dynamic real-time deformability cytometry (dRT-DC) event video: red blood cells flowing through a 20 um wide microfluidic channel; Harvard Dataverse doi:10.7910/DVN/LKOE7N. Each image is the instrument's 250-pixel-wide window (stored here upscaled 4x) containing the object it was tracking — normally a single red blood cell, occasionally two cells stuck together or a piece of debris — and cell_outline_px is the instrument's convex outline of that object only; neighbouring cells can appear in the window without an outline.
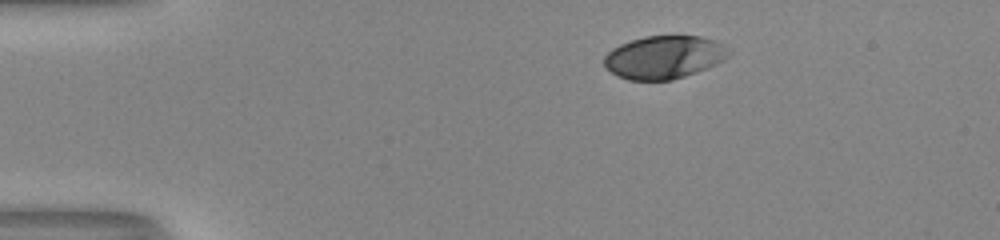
{"species": "human", "species_latin": "Homo sapiens", "temperature_condition": "room temperature", "stored_images_in_passage": 38, "camera_frame_rate_fps": 3000, "um_per_image_px": 0.085, "donor": {"sex": "male"}, "frame": {"image": 1, "passage_image": 1, "time_ms": 0.0, "image_size_px": [1000, 240], "cell_outline_px": [[732, 52], [724, 60], [708, 68], [672, 80], [628, 80], [616, 76], [604, 64], [604, 56], [612, 48], [620, 44], [632, 40], [648, 36], [700, 36], [716, 40], [724, 44]], "centroid_in_image_um": [56.48, 4.86], "position_along_channel_um": 28.5, "area_um2": 31.33}}
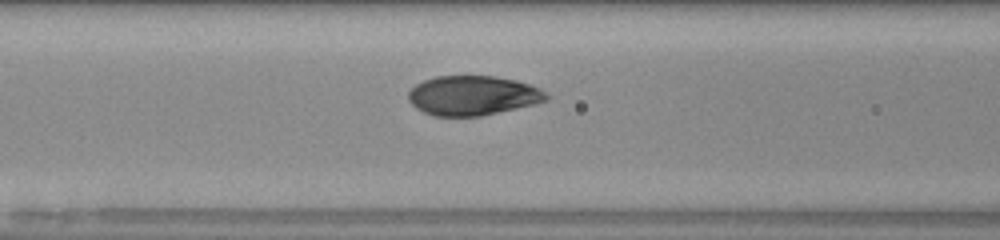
{"frame": {"image": 2, "passage_image": 14, "time_ms": 4.333, "image_size_px": [1000, 240], "cell_outline_px": [[548, 100], [536, 104], [480, 116], [432, 116], [416, 108], [408, 100], [408, 92], [416, 84], [424, 80], [436, 76], [492, 76], [516, 80], [540, 88], [548, 96]], "centroid_in_image_um": [40.18, 8.12], "position_along_channel_um": 126.4, "area_um2": 31.79}}
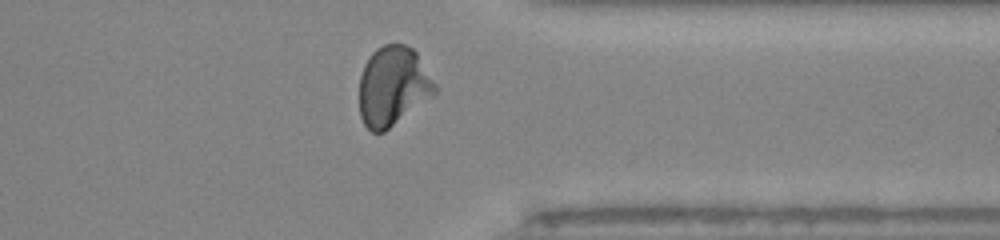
{"frame": {"image": 3, "passage_image": 33, "time_ms": 10.667, "image_size_px": [1000, 240], "cell_outline_px": [[436, 92], [432, 96], [384, 132], [372, 132], [364, 124], [360, 116], [360, 76], [364, 64], [372, 52], [376, 48], [384, 44], [404, 44], [412, 48], [416, 52], [436, 84]], "centroid_in_image_um": [33.38, 7.31], "position_along_channel_um": 378.0, "area_um2": 34.8}, "authors_computed_cell_mechanics": {"area_um2": 33.235, "velocity_mm_per_s": 4.036, "shape_relaxation_time_tau1_ms": 3.2521, "shape_relaxation_time_tau2_ms": null, "deformation_change_tau1": 0.1611, "deformation_change_tau2": null}}